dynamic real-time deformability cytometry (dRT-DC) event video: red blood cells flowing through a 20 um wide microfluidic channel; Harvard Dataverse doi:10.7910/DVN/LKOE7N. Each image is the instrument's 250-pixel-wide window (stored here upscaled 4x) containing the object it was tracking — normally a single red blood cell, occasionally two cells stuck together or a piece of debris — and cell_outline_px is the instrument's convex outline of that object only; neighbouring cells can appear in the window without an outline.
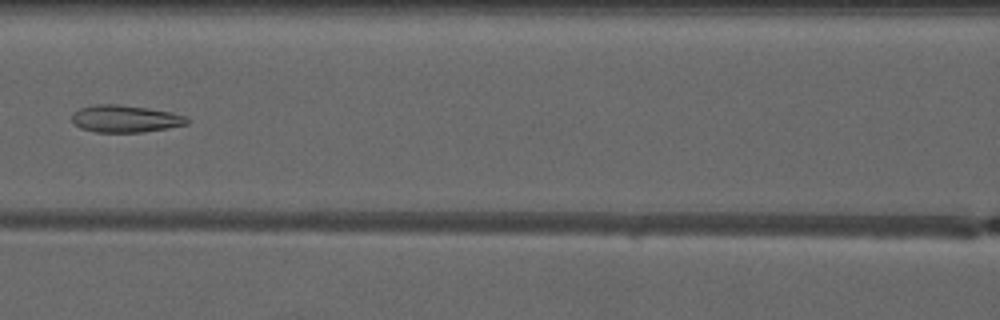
{"species": "common noctule bat (a hibernating species)", "species_latin": "Nyctalus noctula", "temperature_condition": "warm", "stored_images_in_passage": 5, "camera_frame_rate_fps": 3000, "um_per_image_px": 0.085, "animal": {"sex": "male", "forearm_length_mm": 52.5}, "frame": {"image": 1, "passage_image": 5, "time_ms": 6.333, "image_size_px": [1000, 320], "cell_outline_px": [[188, 124], [168, 128], [144, 132], [96, 132], [80, 128], [72, 120], [72, 112], [80, 108], [96, 104], [116, 104], [148, 108], [172, 112], [184, 116], [188, 120]], "centroid_in_image_um": [10.64, 10.09], "position_along_channel_um": 156.0, "area_um2": 18.21}}